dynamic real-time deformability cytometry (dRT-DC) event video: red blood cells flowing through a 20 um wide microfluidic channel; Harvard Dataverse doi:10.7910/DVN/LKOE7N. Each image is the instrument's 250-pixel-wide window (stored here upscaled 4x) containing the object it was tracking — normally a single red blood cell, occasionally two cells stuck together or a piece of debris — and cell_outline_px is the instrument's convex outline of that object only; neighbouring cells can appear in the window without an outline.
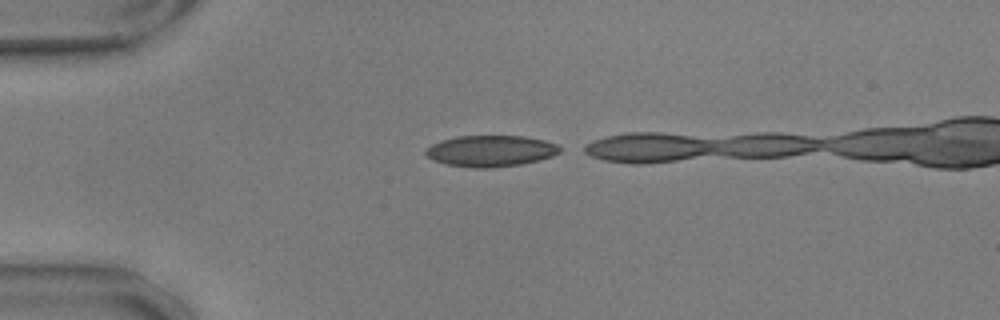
{"species": "common noctule bat (a hibernating species)", "species_latin": "Nyctalus noctula", "temperature_condition": "warm", "stored_images_in_passage": 7, "camera_frame_rate_fps": 3000, "um_per_image_px": 0.085, "animal": {"sex": "male", "body_mass_g": 17.9, "forearm_length_mm": 54.2}, "frame": {"image": 1, "passage_image": 1, "time_ms": 0.0, "image_size_px": [1000, 320], "cell_outline_px": [[560, 152], [552, 156], [520, 164], [492, 168], [472, 168], [444, 164], [432, 160], [424, 152], [432, 144], [440, 140], [456, 136], [524, 136], [544, 140], [556, 144], [560, 148]], "centroid_in_image_um": [41.66, 12.83], "position_along_channel_um": 43.3, "area_um2": 24.39}}